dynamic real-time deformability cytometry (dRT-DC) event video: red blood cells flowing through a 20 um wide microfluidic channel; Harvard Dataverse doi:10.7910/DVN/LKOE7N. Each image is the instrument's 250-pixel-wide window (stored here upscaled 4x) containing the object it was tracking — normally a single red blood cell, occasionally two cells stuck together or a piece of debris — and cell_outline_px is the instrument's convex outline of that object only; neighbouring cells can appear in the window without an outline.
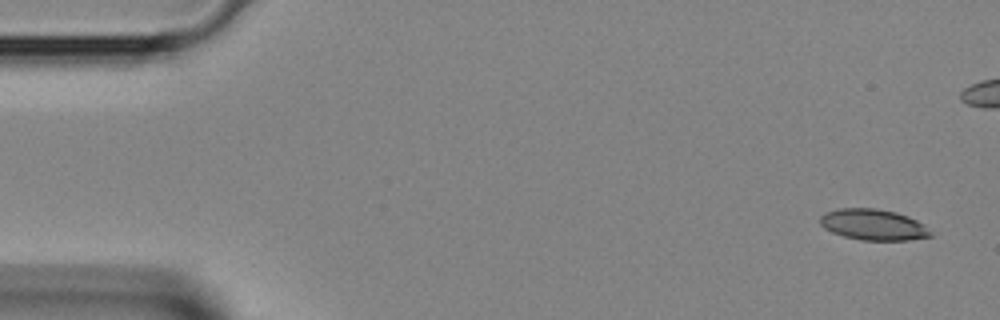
{"species": "Egyptian fruit bat (a non-hibernating species)", "species_latin": "Rousettus aegyptiacus", "temperature_condition": "room temperature", "stored_images_in_passage": 4, "camera_frame_rate_fps": 3000, "um_per_image_px": 0.085, "animal": {"sex": "female"}, "frame": {"image": 1, "passage_image": 1, "time_ms": 0.0, "image_size_px": [1000, 320], "cell_outline_px": [[932, 236], [908, 240], [860, 240], [844, 236], [832, 232], [824, 228], [820, 224], [820, 216], [824, 212], [840, 208], [876, 208], [896, 212], [908, 216], [916, 220], [932, 232]], "centroid_in_image_um": [74.2, 19.09], "position_along_channel_um": 10.8, "area_um2": 19.94}}